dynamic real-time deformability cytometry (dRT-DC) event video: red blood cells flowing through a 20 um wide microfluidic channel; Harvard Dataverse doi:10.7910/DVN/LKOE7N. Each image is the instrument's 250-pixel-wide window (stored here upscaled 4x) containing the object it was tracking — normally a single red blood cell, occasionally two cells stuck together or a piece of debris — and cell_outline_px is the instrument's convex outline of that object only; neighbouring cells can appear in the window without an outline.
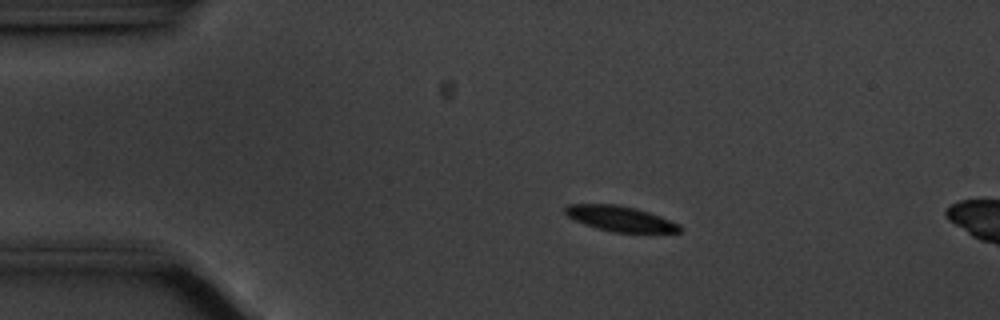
{"species": "common noctule bat (a hibernating species)", "species_latin": "Nyctalus noctula", "temperature_condition": "cold", "stored_images_in_passage": 16, "camera_frame_rate_fps": 3000, "um_per_image_px": 0.085, "animal": {"sex": "male", "body_mass_g": 20.1, "forearm_length_mm": 53.5}, "frame": {"image": 1, "passage_image": 12, "time_ms": 3.667, "image_size_px": [1000, 320], "cell_outline_px": [[680, 232], [612, 232], [596, 228], [584, 224], [568, 216], [564, 212], [564, 208], [568, 204], [616, 204], [636, 208], [660, 216], [680, 224]], "centroid_in_image_um": [52.69, 18.58], "position_along_channel_um": 32.3, "area_um2": 16.76}}